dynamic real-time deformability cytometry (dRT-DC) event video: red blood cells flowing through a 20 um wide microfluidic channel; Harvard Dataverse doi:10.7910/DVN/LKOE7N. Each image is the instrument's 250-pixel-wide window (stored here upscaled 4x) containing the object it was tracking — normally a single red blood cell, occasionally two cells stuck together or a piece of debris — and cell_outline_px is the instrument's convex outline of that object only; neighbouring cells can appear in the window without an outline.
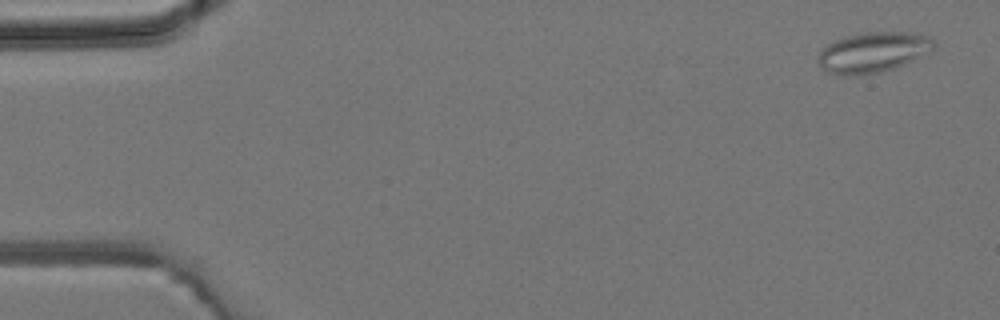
{"species": "common noctule bat (a hibernating species)", "species_latin": "Nyctalus noctula", "temperature_condition": "room temperature", "stored_images_in_passage": 3, "camera_frame_rate_fps": 3000, "um_per_image_px": 0.085, "animal": {"sex": "male", "body_mass_g": 19.2, "forearm_length_mm": 51.8}, "frame": {"image": 1, "passage_image": 1, "time_ms": 0.0, "image_size_px": [1000, 320], "cell_outline_px": [[936, 44], [932, 48], [904, 64], [880, 72], [860, 76], [848, 76], [828, 72], [820, 64], [820, 52], [828, 44], [844, 36], [856, 32], [908, 32], [928, 36]], "centroid_in_image_um": [74.17, 4.43], "position_along_channel_um": 10.8, "area_um2": 26.76}}